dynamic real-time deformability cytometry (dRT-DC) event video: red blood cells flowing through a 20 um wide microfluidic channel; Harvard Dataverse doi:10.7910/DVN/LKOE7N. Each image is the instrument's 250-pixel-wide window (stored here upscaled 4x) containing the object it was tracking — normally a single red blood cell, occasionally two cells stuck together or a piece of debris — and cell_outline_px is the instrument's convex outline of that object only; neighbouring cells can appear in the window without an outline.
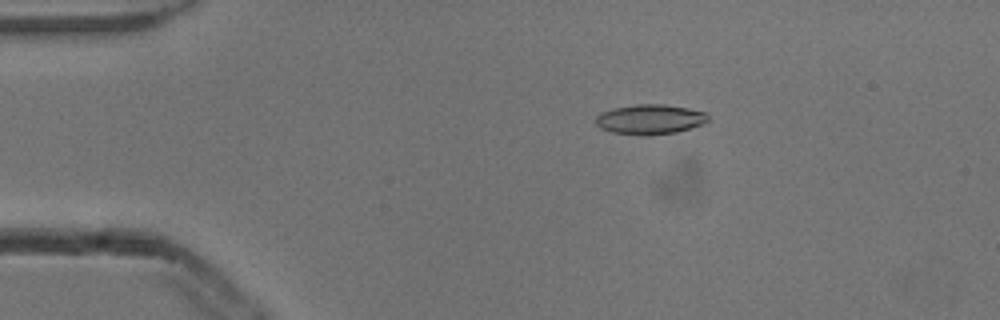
{"species": "common noctule bat (a hibernating species)", "species_latin": "Nyctalus noctula", "temperature_condition": "cold", "stored_images_in_passage": 5, "camera_frame_rate_fps": 3000, "um_per_image_px": 0.085, "animal": {"sex": "male", "body_mass_g": 13.3}, "frame": {"image": 1, "passage_image": 1, "time_ms": 0.0, "image_size_px": [1000, 320], "cell_outline_px": [[708, 120], [700, 124], [676, 132], [612, 132], [600, 128], [596, 124], [596, 116], [600, 112], [612, 108], [636, 104], [664, 104], [688, 108], [708, 112]], "centroid_in_image_um": [55.24, 10.07], "position_along_channel_um": 29.8, "area_um2": 18.67}}
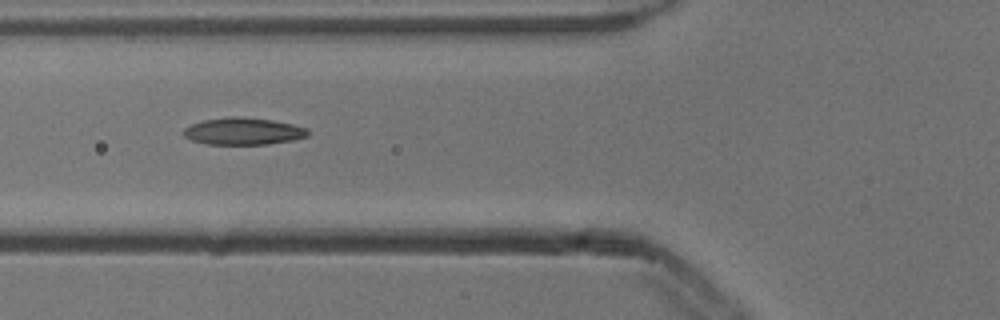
{"frame": {"image": 2, "passage_image": 4, "time_ms": 1.0, "image_size_px": [1000, 320], "cell_outline_px": [[308, 136], [292, 140], [268, 144], [204, 144], [192, 140], [184, 136], [184, 128], [192, 124], [204, 120], [232, 116], [240, 116], [272, 120], [292, 124], [308, 128]], "centroid_in_image_um": [20.68, 11.15], "position_along_channel_um": 105.1, "area_um2": 19.54}}
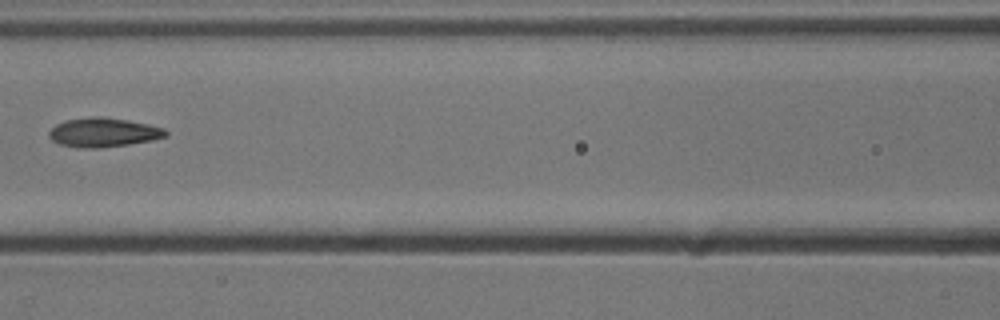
{"frame": {"image": 3, "passage_image": 5, "time_ms": 1.333, "image_size_px": [1000, 320], "cell_outline_px": [[168, 136], [152, 140], [128, 144], [100, 148], [80, 148], [60, 144], [52, 140], [48, 136], [48, 132], [56, 124], [68, 120], [92, 116], [100, 116], [128, 120], [148, 124], [164, 128], [168, 132]], "centroid_in_image_um": [8.8, 11.25], "position_along_channel_um": 157.8, "area_um2": 19.83}}